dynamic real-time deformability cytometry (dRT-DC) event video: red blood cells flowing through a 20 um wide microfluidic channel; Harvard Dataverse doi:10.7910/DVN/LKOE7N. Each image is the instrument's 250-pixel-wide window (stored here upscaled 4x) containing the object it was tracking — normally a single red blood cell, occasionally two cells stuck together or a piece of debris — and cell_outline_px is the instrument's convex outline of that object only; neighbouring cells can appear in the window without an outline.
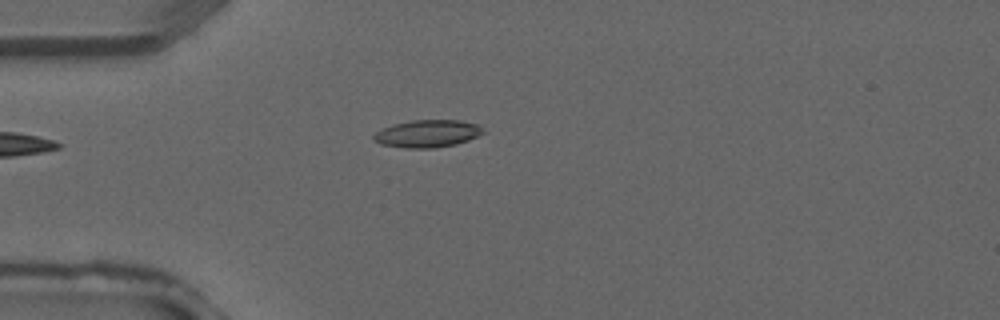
{"species": "common noctule bat (a hibernating species)", "species_latin": "Nyctalus noctula", "temperature_condition": "warm", "stored_images_in_passage": 3, "camera_frame_rate_fps": 3000, "um_per_image_px": 0.085, "animal": {"sex": "male", "forearm_length_mm": 52.5}, "frame": {"image": 1, "passage_image": 2, "time_ms": 0.333, "image_size_px": [1000, 320], "cell_outline_px": [[484, 132], [468, 140], [456, 144], [436, 148], [404, 148], [380, 144], [372, 140], [372, 136], [376, 132], [392, 124], [412, 120], [460, 120], [476, 124]], "centroid_in_image_um": [36.27, 11.36], "position_along_channel_um": 48.7, "area_um2": 17.46}}